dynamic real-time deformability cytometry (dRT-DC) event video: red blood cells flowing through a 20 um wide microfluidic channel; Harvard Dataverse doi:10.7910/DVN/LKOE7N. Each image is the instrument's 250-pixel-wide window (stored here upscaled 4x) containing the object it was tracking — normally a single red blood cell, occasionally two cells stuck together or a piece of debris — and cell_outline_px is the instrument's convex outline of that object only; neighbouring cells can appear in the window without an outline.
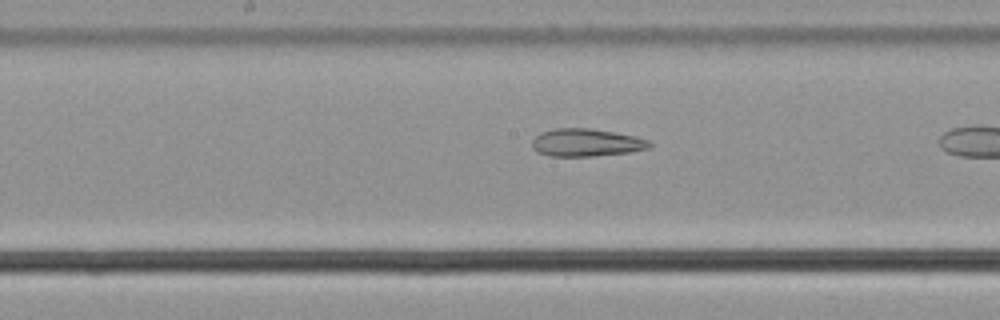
{"species": "common noctule bat (a hibernating species)", "species_latin": "Nyctalus noctula", "temperature_condition": "cold", "stored_images_in_passage": 30, "camera_frame_rate_fps": 3000, "um_per_image_px": 0.085, "animal": {"sex": "male", "body_mass_g": 21.5, "forearm_length_mm": 52.0}, "frame": {"image": 1, "passage_image": 26, "time_ms": 8.333, "image_size_px": [1000, 320], "cell_outline_px": [[652, 148], [628, 152], [592, 156], [548, 156], [536, 152], [532, 148], [532, 140], [540, 132], [556, 128], [588, 128], [616, 132], [636, 136], [648, 140], [652, 144]], "centroid_in_image_um": [49.83, 12.12], "position_along_channel_um": 198.4, "area_um2": 19.13}}